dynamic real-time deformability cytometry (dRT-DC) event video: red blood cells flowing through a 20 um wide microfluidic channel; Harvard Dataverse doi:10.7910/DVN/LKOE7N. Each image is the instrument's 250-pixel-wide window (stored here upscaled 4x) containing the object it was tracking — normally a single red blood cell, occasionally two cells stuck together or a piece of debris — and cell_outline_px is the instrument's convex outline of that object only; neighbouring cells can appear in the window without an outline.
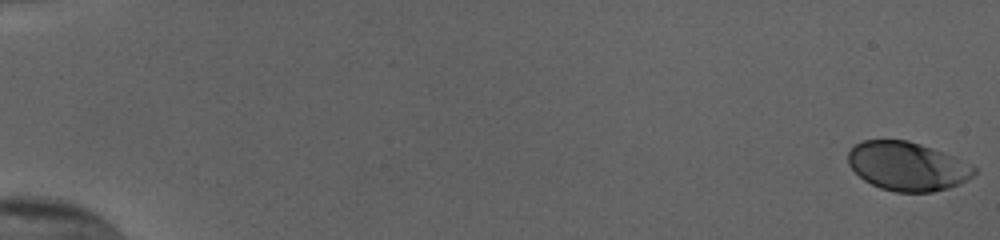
{"species": "human", "species_latin": "Homo sapiens", "temperature_condition": "cold", "stored_images_in_passage": 55, "camera_frame_rate_fps": 3000, "um_per_image_px": 0.085, "donor": {"sex": "female"}, "frame": {"image": 1, "passage_image": 1, "time_ms": 0.0, "image_size_px": [1000, 240], "cell_outline_px": [[976, 172], [968, 180], [948, 188], [932, 192], [896, 192], [880, 188], [864, 180], [848, 164], [848, 152], [856, 144], [864, 140], [908, 140], [956, 156], [972, 164], [976, 168]], "centroid_in_image_um": [77.16, 14.13], "position_along_channel_um": 7.8, "area_um2": 35.89}}
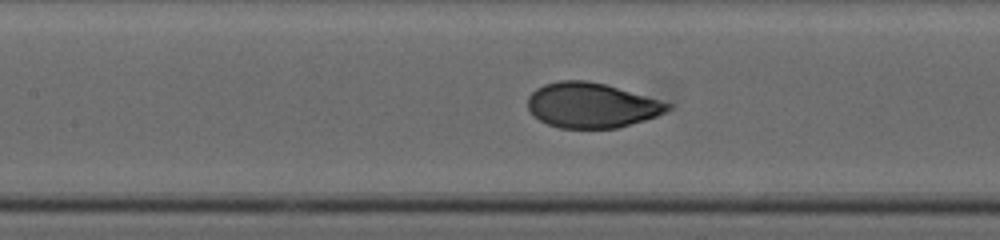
{"frame": {"image": 2, "passage_image": 28, "time_ms": 9.0, "image_size_px": [1000, 240], "cell_outline_px": [[672, 108], [656, 116], [644, 120], [616, 128], [560, 128], [548, 124], [532, 116], [528, 108], [528, 96], [536, 88], [544, 84], [560, 80], [584, 80], [604, 84], [672, 104]], "centroid_in_image_um": [50.23, 8.95], "position_along_channel_um": 157.2, "area_um2": 36.41}}
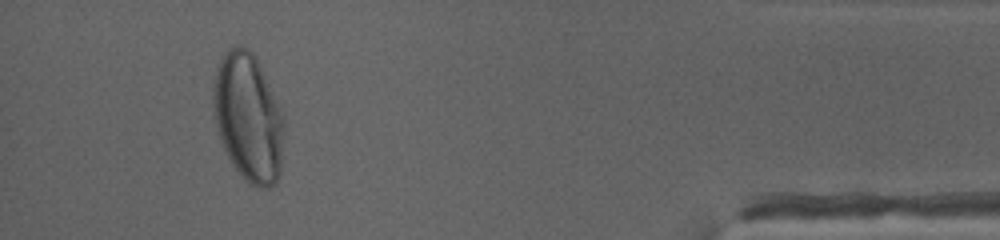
{"frame": {"image": 3, "passage_image": 52, "time_ms": 17.0, "image_size_px": [1000, 240], "cell_outline_px": [[284, 128], [280, 172], [276, 184], [268, 188], [260, 188], [252, 184], [232, 164], [216, 132], [212, 108], [212, 88], [216, 68], [228, 48], [236, 44], [240, 44], [248, 48], [256, 56], [284, 116]], "centroid_in_image_um": [21.08, 9.94], "position_along_channel_um": 414.1, "area_um2": 53.29}, "authors_computed_cell_mechanics": {"area_um2": 36.992, "velocity_mm_per_s": 3.8305, "shape_relaxation_time_tau1_ms": 3.7346, "shape_relaxation_time_tau2_ms": null, "deformation_change_tau1": 0.1676, "deformation_change_tau2": null}}